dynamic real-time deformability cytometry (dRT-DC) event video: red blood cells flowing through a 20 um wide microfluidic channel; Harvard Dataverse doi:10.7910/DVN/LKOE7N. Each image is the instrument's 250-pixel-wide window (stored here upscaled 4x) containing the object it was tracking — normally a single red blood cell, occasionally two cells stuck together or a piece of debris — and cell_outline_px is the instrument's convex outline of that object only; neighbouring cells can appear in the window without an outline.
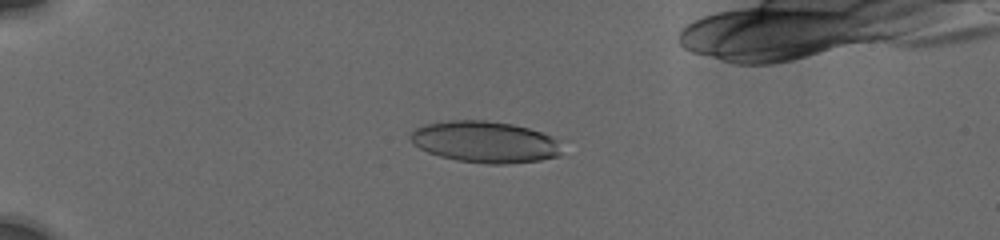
{"species": "human", "species_latin": "Homo sapiens", "temperature_condition": "cold", "stored_images_in_passage": 25, "camera_frame_rate_fps": 3000, "um_per_image_px": 0.085, "donor": {"sex": "male"}, "frame": {"image": 1, "passage_image": 9, "time_ms": 2.667, "image_size_px": [1000, 240], "cell_outline_px": [[560, 156], [540, 160], [504, 164], [488, 164], [456, 160], [440, 156], [428, 152], [420, 148], [408, 136], [416, 128], [424, 124], [448, 120], [484, 120], [512, 124], [528, 128], [552, 136], [556, 140], [560, 152]], "centroid_in_image_um": [41.2, 12.06], "position_along_channel_um": 43.8, "area_um2": 36.36}}
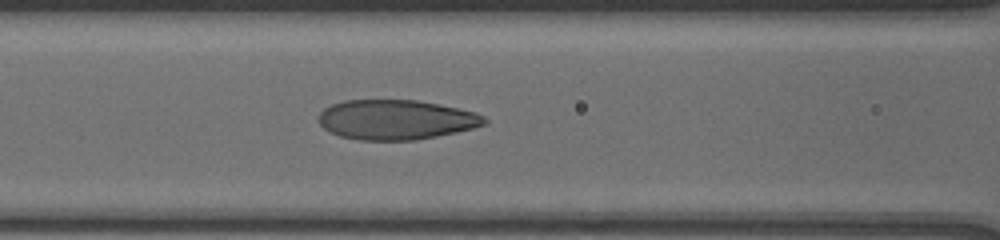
{"frame": {"image": 2, "passage_image": 20, "time_ms": 6.333, "image_size_px": [1000, 240], "cell_outline_px": [[488, 124], [456, 132], [416, 140], [360, 140], [340, 136], [328, 132], [316, 120], [316, 116], [324, 108], [332, 104], [344, 100], [416, 100], [476, 112], [484, 116], [488, 120]], "centroid_in_image_um": [33.62, 10.18], "position_along_channel_um": 133.0, "area_um2": 38.61}}
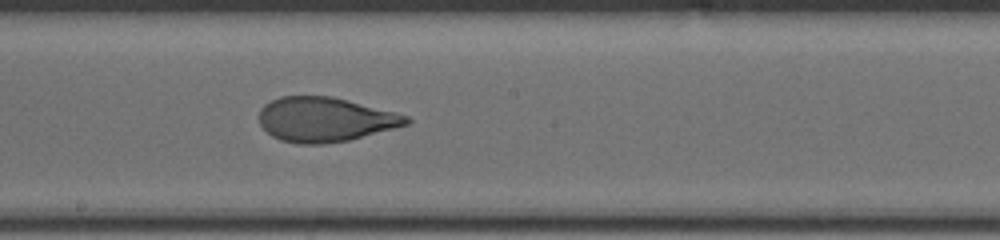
{"frame": {"image": 3, "passage_image": 25, "time_ms": 8.667, "image_size_px": [1000, 240], "cell_outline_px": [[412, 120], [408, 124], [348, 140], [324, 144], [296, 144], [280, 140], [272, 136], [260, 124], [260, 108], [264, 104], [280, 96], [332, 96], [408, 116]], "centroid_in_image_um": [27.59, 10.16], "position_along_channel_um": 220.6, "area_um2": 37.86}}